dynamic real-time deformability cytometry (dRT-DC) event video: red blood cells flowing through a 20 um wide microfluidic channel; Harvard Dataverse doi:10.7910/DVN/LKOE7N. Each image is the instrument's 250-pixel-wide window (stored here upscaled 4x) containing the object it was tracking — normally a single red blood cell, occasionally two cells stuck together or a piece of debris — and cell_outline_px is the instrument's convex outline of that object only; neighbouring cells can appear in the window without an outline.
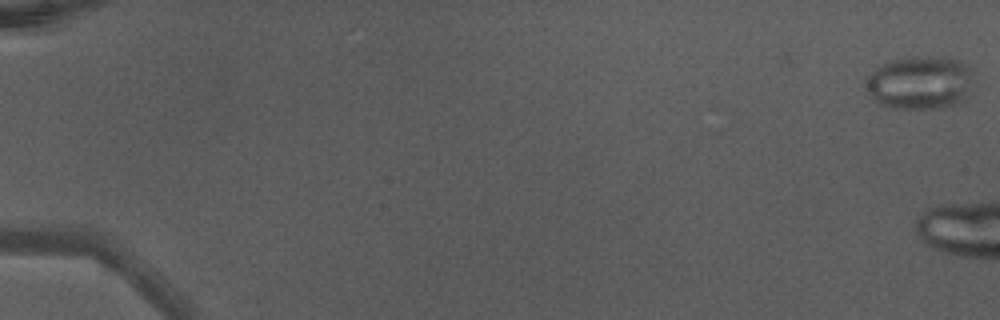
{"species": "Egyptian fruit bat (a non-hibernating species)", "species_latin": "Rousettus aegyptiacus", "temperature_condition": "warm", "stored_images_in_passage": 6, "camera_frame_rate_fps": 3000, "um_per_image_px": 0.085, "animal": {"sex": "male"}, "frame": {"image": 1, "passage_image": 1, "time_ms": 0.0, "image_size_px": [1000, 320], "cell_outline_px": [[976, 80], [972, 92], [964, 100], [956, 104], [940, 108], [888, 108], [880, 104], [872, 96], [868, 88], [868, 76], [880, 64], [892, 60], [916, 56], [936, 56], [956, 60], [964, 64]], "centroid_in_image_um": [78.27, 7.03], "position_along_channel_um": 6.7, "area_um2": 33.52}}